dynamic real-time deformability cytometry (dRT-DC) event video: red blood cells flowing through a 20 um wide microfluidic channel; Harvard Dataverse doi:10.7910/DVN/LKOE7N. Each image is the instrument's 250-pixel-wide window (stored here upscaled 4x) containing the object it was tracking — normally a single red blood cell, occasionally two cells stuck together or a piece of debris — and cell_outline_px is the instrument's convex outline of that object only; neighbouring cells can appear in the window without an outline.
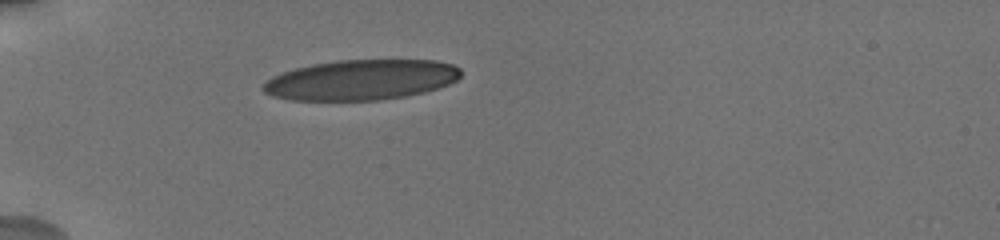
{"species": "human", "species_latin": "Homo sapiens", "temperature_condition": "cold", "stored_images_in_passage": 1, "camera_frame_rate_fps": 3000, "um_per_image_px": 0.085, "donor": {"sex": "male"}, "frame": {"image": 1, "passage_image": 1, "time_ms": 0.0, "image_size_px": [1000, 240], "cell_outline_px": [[460, 76], [456, 80], [448, 84], [424, 92], [404, 96], [380, 100], [292, 100], [272, 96], [264, 92], [260, 88], [272, 76], [296, 68], [312, 64], [336, 60], [436, 60], [452, 64], [460, 68]], "centroid_in_image_um": [30.68, 6.78], "position_along_channel_um": 54.3, "area_um2": 46.3}}